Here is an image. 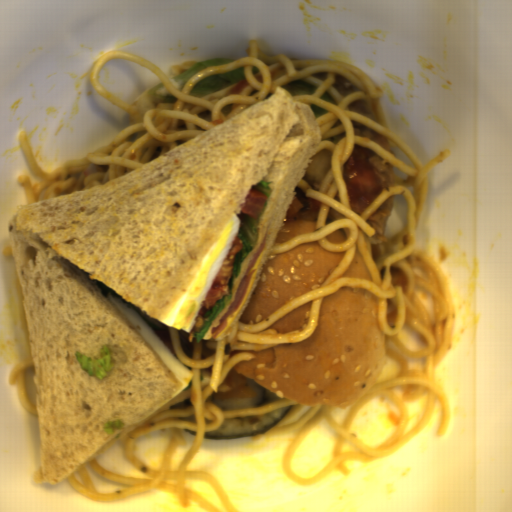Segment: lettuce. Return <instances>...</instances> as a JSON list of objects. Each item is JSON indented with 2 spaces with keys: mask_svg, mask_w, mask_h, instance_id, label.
Listing matches in <instances>:
<instances>
[{
  "mask_svg": "<svg viewBox=\"0 0 512 512\" xmlns=\"http://www.w3.org/2000/svg\"><path fill=\"white\" fill-rule=\"evenodd\" d=\"M271 183L272 182L265 181L263 179L260 180L256 186H252V189L260 191L267 197L262 207V211L260 214H258L257 218H252L245 214L244 212L236 214V216L239 217L240 225L235 236L242 241V247L240 251L234 255L233 272L231 279L229 281V293L228 295L223 296V298L217 301L210 310L206 311L203 314L204 323L200 331H194L193 333L196 343H199L201 339L207 335L209 329L213 324V321L229 305V303L232 300L233 281L236 277H240L242 263L247 258V256L255 249L257 245L260 218L268 205V201L272 193V188L269 186V184Z\"/></svg>",
  "mask_w": 512,
  "mask_h": 512,
  "instance_id": "9fb2a089",
  "label": "lettuce"
},
{
  "mask_svg": "<svg viewBox=\"0 0 512 512\" xmlns=\"http://www.w3.org/2000/svg\"><path fill=\"white\" fill-rule=\"evenodd\" d=\"M245 78L243 69L239 67L231 72L205 77L193 87L190 93L194 98L201 99Z\"/></svg>",
  "mask_w": 512,
  "mask_h": 512,
  "instance_id": "494a5c6d",
  "label": "lettuce"
},
{
  "mask_svg": "<svg viewBox=\"0 0 512 512\" xmlns=\"http://www.w3.org/2000/svg\"><path fill=\"white\" fill-rule=\"evenodd\" d=\"M75 358L87 376L105 379L109 371L116 365L111 362V352L104 343L95 357L86 356L75 350Z\"/></svg>",
  "mask_w": 512,
  "mask_h": 512,
  "instance_id": "88b5c38a",
  "label": "lettuce"
},
{
  "mask_svg": "<svg viewBox=\"0 0 512 512\" xmlns=\"http://www.w3.org/2000/svg\"><path fill=\"white\" fill-rule=\"evenodd\" d=\"M232 61H235L234 57H223V56L218 57V58L209 59V60L200 61L199 63H197L190 69L170 77L171 84H172L173 88H175L181 92V91H183L185 85L194 76H196L200 72H202L208 68L227 64Z\"/></svg>",
  "mask_w": 512,
  "mask_h": 512,
  "instance_id": "6d97cf82",
  "label": "lettuce"
},
{
  "mask_svg": "<svg viewBox=\"0 0 512 512\" xmlns=\"http://www.w3.org/2000/svg\"><path fill=\"white\" fill-rule=\"evenodd\" d=\"M147 94L154 105L175 103L178 100L161 82Z\"/></svg>",
  "mask_w": 512,
  "mask_h": 512,
  "instance_id": "83df0fcd",
  "label": "lettuce"
},
{
  "mask_svg": "<svg viewBox=\"0 0 512 512\" xmlns=\"http://www.w3.org/2000/svg\"><path fill=\"white\" fill-rule=\"evenodd\" d=\"M124 426L123 422L120 421L119 419L118 420H114L112 422H107L104 426H103V430L106 432V433H109L112 435V430H113V427L117 428V429H122Z\"/></svg>",
  "mask_w": 512,
  "mask_h": 512,
  "instance_id": "5ad66d30",
  "label": "lettuce"
},
{
  "mask_svg": "<svg viewBox=\"0 0 512 512\" xmlns=\"http://www.w3.org/2000/svg\"><path fill=\"white\" fill-rule=\"evenodd\" d=\"M190 386H191V381L189 382V384L186 386V388L184 390H189Z\"/></svg>",
  "mask_w": 512,
  "mask_h": 512,
  "instance_id": "80df22a2",
  "label": "lettuce"
}]
</instances>
